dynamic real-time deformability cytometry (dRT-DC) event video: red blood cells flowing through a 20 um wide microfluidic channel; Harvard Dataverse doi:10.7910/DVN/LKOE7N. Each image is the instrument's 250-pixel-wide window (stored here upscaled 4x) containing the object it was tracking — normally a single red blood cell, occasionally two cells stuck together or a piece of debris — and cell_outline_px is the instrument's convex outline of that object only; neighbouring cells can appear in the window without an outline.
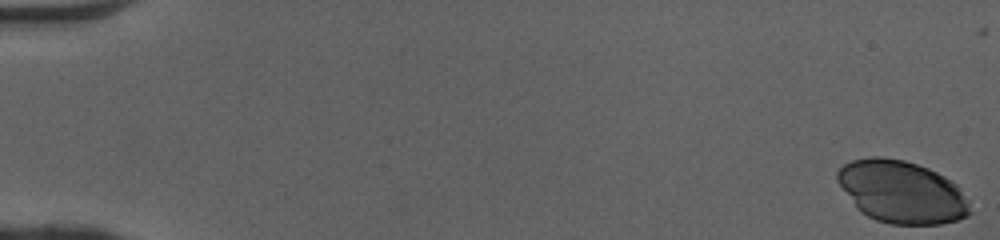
{"species": "human", "species_latin": "Homo sapiens", "temperature_condition": "cold", "stored_images_in_passage": 46, "camera_frame_rate_fps": 3000, "um_per_image_px": 0.085, "donor": {"sex": "female"}, "frame": {"image": 1, "passage_image": 1, "time_ms": 0.0, "image_size_px": [1000, 240], "cell_outline_px": [[972, 212], [968, 216], [956, 220], [940, 224], [888, 224], [876, 220], [860, 212], [856, 208], [836, 180], [836, 172], [844, 164], [852, 160], [868, 156], [880, 156], [904, 160], [928, 168], [952, 180], [960, 188], [968, 200]], "centroid_in_image_um": [76.64, 16.31], "position_along_channel_um": 8.4, "area_um2": 48.55}}
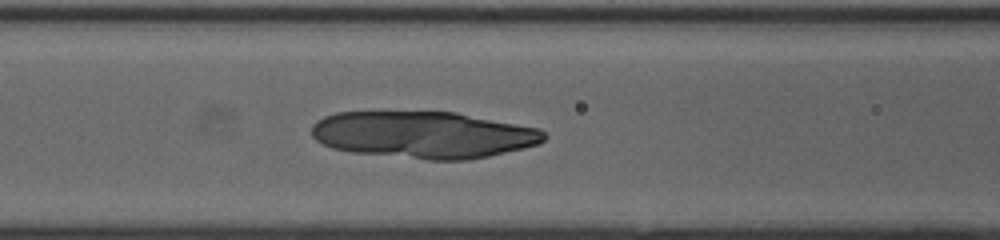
{"frame": {"image": 2, "passage_image": 23, "time_ms": 7.333, "image_size_px": [1000, 240], "cell_outline_px": [[548, 136], [540, 144], [524, 148], [488, 156], [468, 160], [428, 160], [352, 152], [332, 148], [316, 140], [312, 136], [312, 124], [316, 120], [324, 116], [336, 112], [456, 112], [540, 128]], "centroid_in_image_um": [36.01, 11.45], "position_along_channel_um": 130.6, "area_um2": 63.75}}
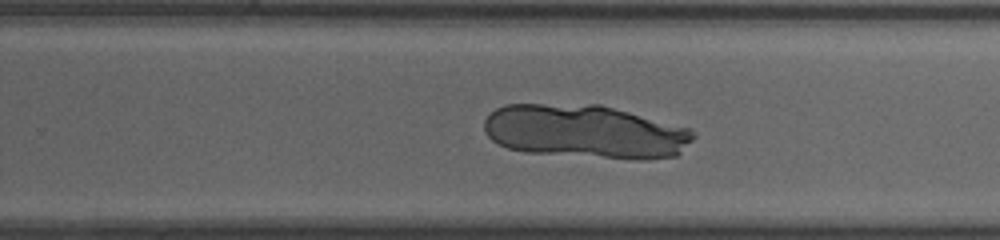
{"frame": {"image": 3, "passage_image": 34, "time_ms": 11.0, "image_size_px": [1000, 240], "cell_outline_px": [[696, 136], [676, 156], [644, 160], [636, 160], [524, 152], [508, 148], [492, 140], [484, 132], [484, 120], [496, 108], [504, 104], [600, 104], [692, 128], [696, 132]], "centroid_in_image_um": [49.77, 11.19], "position_along_channel_um": 280.0, "area_um2": 65.95}}